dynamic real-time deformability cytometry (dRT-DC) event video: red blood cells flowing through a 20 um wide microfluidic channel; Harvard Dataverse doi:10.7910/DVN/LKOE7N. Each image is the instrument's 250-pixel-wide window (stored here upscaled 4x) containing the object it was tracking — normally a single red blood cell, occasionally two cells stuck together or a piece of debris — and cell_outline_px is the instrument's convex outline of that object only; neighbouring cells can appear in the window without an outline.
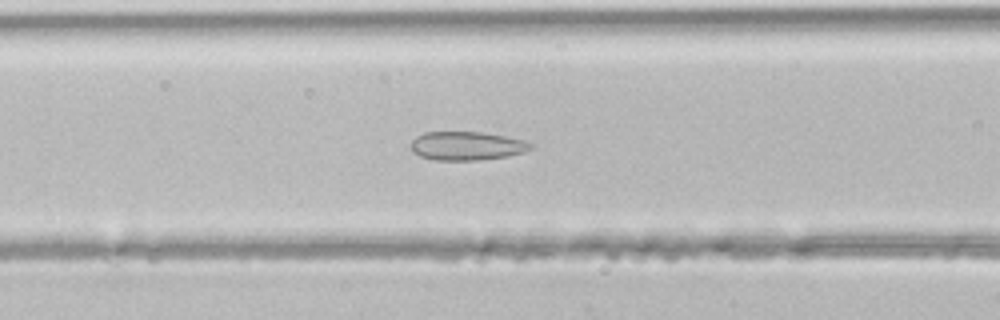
{"species": "common noctule bat (a hibernating species)", "species_latin": "Nyctalus noctula", "temperature_condition": "room temperature", "stored_images_in_passage": 31, "camera_frame_rate_fps": 3000, "um_per_image_px": 0.085, "animal": {"sex": "male", "body_mass_g": 21.5, "forearm_length_mm": 52.0}, "frame": {"image": 1, "passage_image": 10, "time_ms": 3.0, "image_size_px": [1000, 320], "cell_outline_px": [[532, 148], [524, 152], [508, 156], [476, 160], [436, 160], [420, 156], [412, 152], [408, 144], [416, 136], [424, 132], [480, 132], [504, 136], [524, 140], [532, 144]], "centroid_in_image_um": [39.62, 12.4], "position_along_channel_um": 127.0, "area_um2": 20.06}}
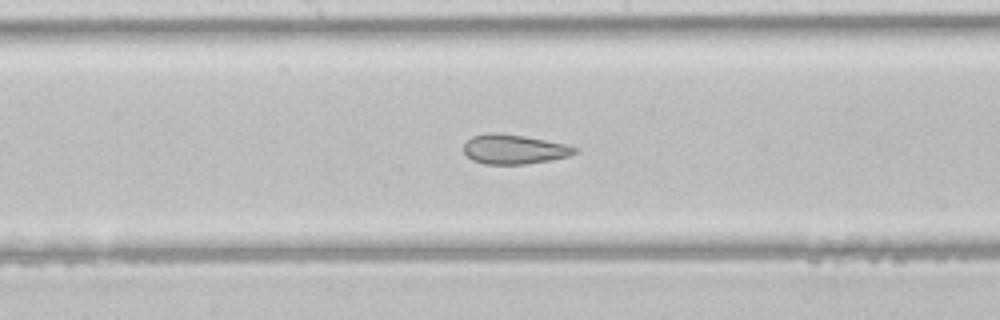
{"frame": {"image": 2, "passage_image": 15, "time_ms": 4.667, "image_size_px": [1000, 320], "cell_outline_px": [[580, 148], [576, 152], [568, 156], [548, 160], [524, 164], [484, 164], [472, 160], [464, 152], [464, 144], [472, 136], [488, 132], [496, 132], [524, 136], [564, 144]], "centroid_in_image_um": [43.66, 12.68], "position_along_channel_um": 204.5, "area_um2": 18.96}}
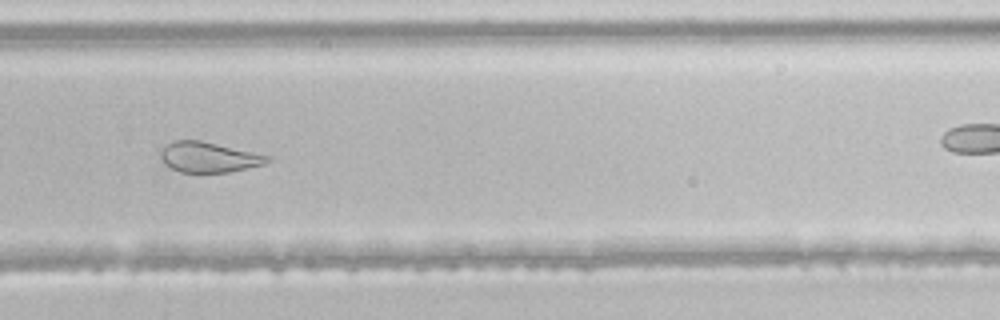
{"frame": {"image": 3, "passage_image": 22, "time_ms": 7.0, "image_size_px": [1000, 320], "cell_outline_px": [[272, 160], [264, 164], [228, 172], [180, 172], [164, 164], [160, 156], [160, 152], [172, 140], [200, 140], [272, 156]], "centroid_in_image_um": [17.76, 13.35], "position_along_channel_um": 312.0, "area_um2": 18.79}}